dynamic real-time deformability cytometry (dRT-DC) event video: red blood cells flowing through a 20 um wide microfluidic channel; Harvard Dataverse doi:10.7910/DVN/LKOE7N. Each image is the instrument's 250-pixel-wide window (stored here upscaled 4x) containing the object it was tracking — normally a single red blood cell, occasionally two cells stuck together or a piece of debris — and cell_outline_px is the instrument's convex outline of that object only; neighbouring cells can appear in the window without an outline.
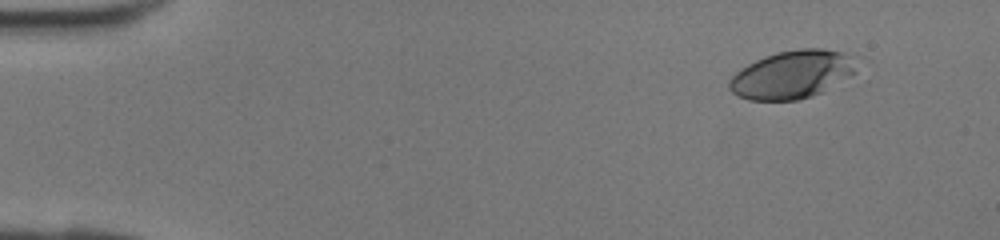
{"species": "human", "species_latin": "Homo sapiens", "temperature_condition": "room temperature", "stored_images_in_passage": 39, "camera_frame_rate_fps": 3000, "um_per_image_px": 0.085, "donor": {"sex": "female"}, "frame": {"image": 1, "passage_image": 1, "time_ms": 0.0, "image_size_px": [1000, 240], "cell_outline_px": [[868, 60], [856, 72], [824, 92], [812, 96], [796, 100], [748, 100], [736, 96], [728, 88], [728, 80], [740, 68], [764, 56], [776, 52], [800, 48], [824, 48], [860, 56]], "centroid_in_image_um": [67.47, 6.3], "position_along_channel_um": 17.5, "area_um2": 36.93}}
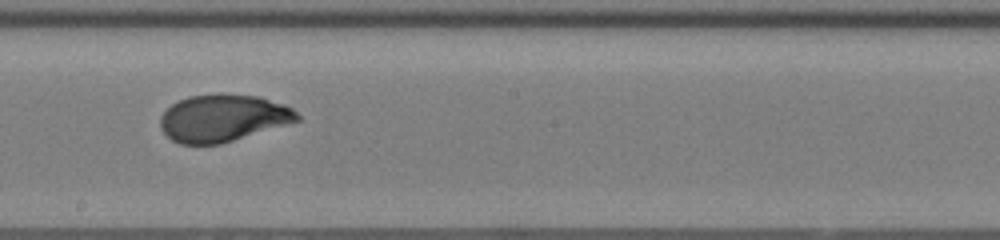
{"frame": {"image": 2, "passage_image": 21, "time_ms": 6.667, "image_size_px": [1000, 240], "cell_outline_px": [[300, 120], [220, 144], [180, 144], [172, 140], [160, 128], [160, 116], [172, 104], [188, 96], [216, 92], [260, 96], [284, 104], [292, 108], [300, 116]], "centroid_in_image_um": [18.94, 10.01], "position_along_channel_um": 229.3, "area_um2": 37.8}}
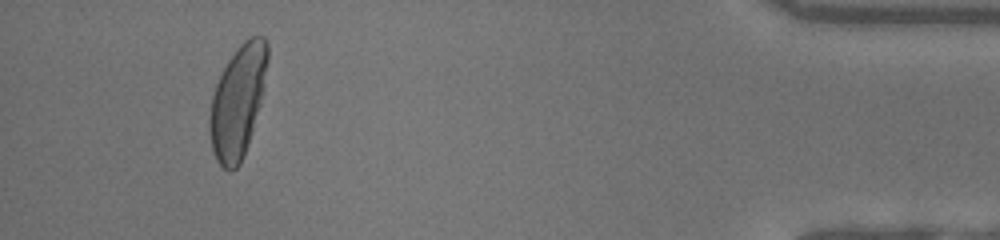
{"frame": {"image": 3, "passage_image": 36, "time_ms": 11.667, "image_size_px": [1000, 240], "cell_outline_px": [[268, 60], [260, 104], [248, 144], [244, 156], [240, 164], [236, 168], [228, 172], [216, 160], [212, 148], [208, 128], [208, 120], [212, 96], [216, 84], [228, 60], [236, 48], [244, 40], [252, 36], [264, 36], [268, 44]], "centroid_in_image_um": [20.2, 8.63], "position_along_channel_um": 415.0, "area_um2": 37.8}}